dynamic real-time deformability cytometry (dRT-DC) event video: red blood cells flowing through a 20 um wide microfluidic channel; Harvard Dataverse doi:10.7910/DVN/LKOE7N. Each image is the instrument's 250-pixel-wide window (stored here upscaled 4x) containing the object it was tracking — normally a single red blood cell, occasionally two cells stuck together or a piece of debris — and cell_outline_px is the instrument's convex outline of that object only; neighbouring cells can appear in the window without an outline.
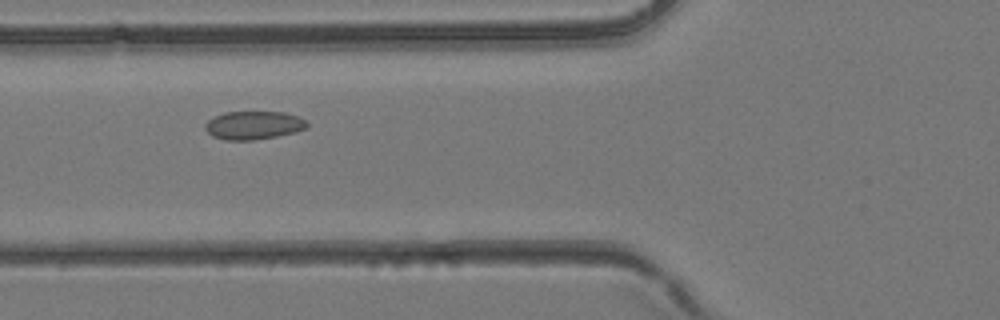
{"species": "common noctule bat (a hibernating species)", "species_latin": "Nyctalus noctula", "temperature_condition": "room temperature", "stored_images_in_passage": 33, "camera_frame_rate_fps": 3000, "um_per_image_px": 0.085, "animal": {"sex": "female", "body_mass_g": 24.6, "forearm_length_mm": 56.2}, "frame": {"image": 1, "passage_image": 6, "time_ms": 1.667, "image_size_px": [1000, 320], "cell_outline_px": [[308, 124], [304, 128], [296, 132], [276, 136], [252, 140], [224, 140], [212, 136], [204, 128], [204, 124], [208, 120], [224, 112], [284, 112], [296, 116], [304, 120]], "centroid_in_image_um": [21.51, 10.65], "position_along_channel_um": 104.3, "area_um2": 16.65}}
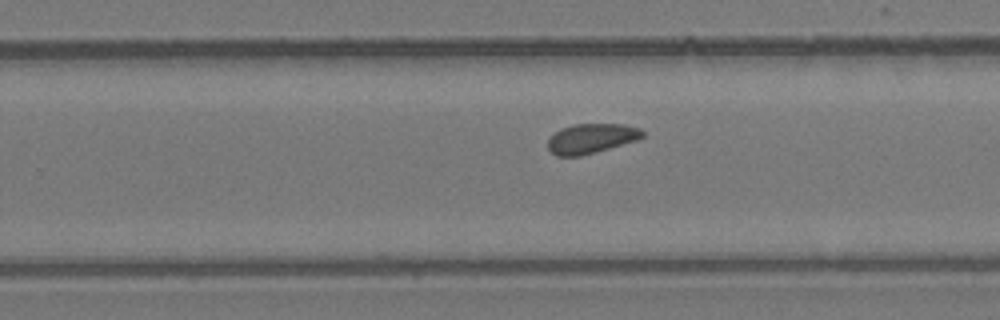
{"frame": {"image": 2, "passage_image": 17, "time_ms": 5.333, "image_size_px": [1000, 320], "cell_outline_px": [[644, 136], [636, 140], [596, 152], [580, 156], [556, 156], [548, 148], [548, 136], [560, 128], [572, 124], [624, 124], [640, 128], [644, 132]], "centroid_in_image_um": [50.22, 11.76], "position_along_channel_um": 279.6, "area_um2": 16.53}}
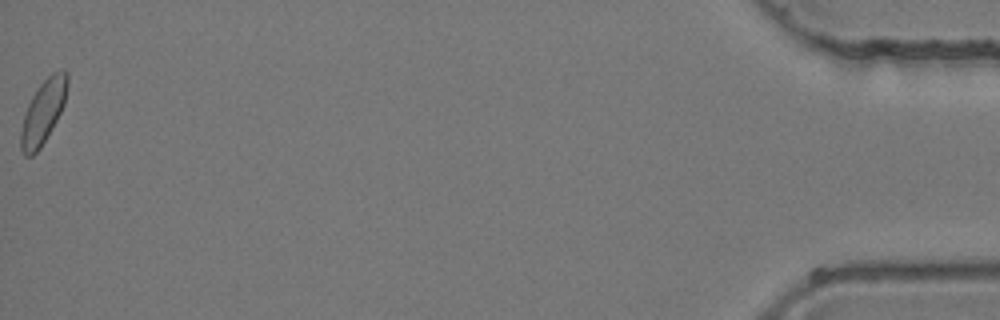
{"frame": {"image": 3, "passage_image": 33, "time_ms": 10.667, "image_size_px": [1000, 320], "cell_outline_px": [[68, 84], [64, 104], [56, 120], [40, 148], [32, 156], [24, 156], [20, 148], [20, 132], [24, 116], [28, 104], [32, 96], [40, 84], [52, 72], [60, 68], [64, 68], [68, 72]], "centroid_in_image_um": [3.68, 9.46], "position_along_channel_um": 431.5, "area_um2": 17.22}}